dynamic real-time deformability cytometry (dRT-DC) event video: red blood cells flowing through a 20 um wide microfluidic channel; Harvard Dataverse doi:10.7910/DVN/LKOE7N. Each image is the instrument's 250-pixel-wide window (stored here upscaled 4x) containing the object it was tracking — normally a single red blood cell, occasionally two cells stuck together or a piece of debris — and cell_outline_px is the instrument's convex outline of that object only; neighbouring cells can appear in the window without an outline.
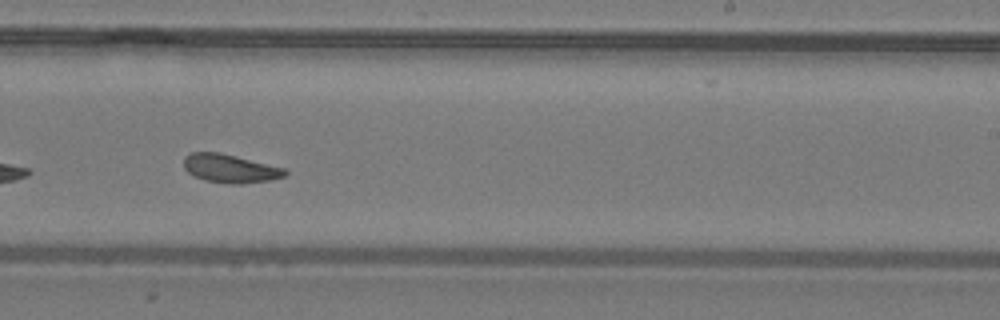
{"species": "common noctule bat (a hibernating species)", "species_latin": "Nyctalus noctula", "temperature_condition": "warm", "stored_images_in_passage": 24, "camera_frame_rate_fps": 3000, "um_per_image_px": 0.085, "animal": {"sex": "male", "body_mass_g": 19.2, "forearm_length_mm": 51.8}, "frame": {"image": 1, "passage_image": 14, "time_ms": 4.333, "image_size_px": [1000, 320], "cell_outline_px": [[288, 172], [284, 176], [268, 180], [240, 184], [228, 184], [204, 180], [188, 172], [184, 168], [184, 156], [192, 152], [220, 152], [284, 168]], "centroid_in_image_um": [19.53, 14.32], "position_along_channel_um": 269.5, "area_um2": 16.65}}
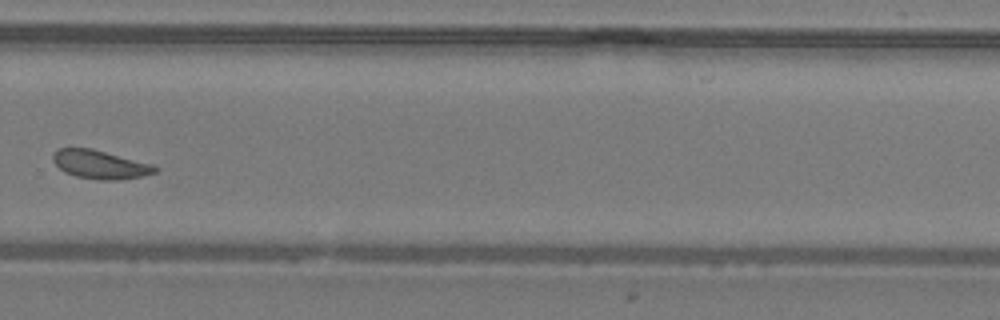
{"frame": {"image": 2, "passage_image": 17, "time_ms": 5.333, "image_size_px": [1000, 320], "cell_outline_px": [[160, 168], [156, 172], [144, 176], [116, 180], [96, 180], [76, 176], [64, 172], [52, 160], [52, 152], [60, 148], [92, 148], [152, 164]], "centroid_in_image_um": [8.51, 13.98], "position_along_channel_um": 321.3, "area_um2": 17.11}}